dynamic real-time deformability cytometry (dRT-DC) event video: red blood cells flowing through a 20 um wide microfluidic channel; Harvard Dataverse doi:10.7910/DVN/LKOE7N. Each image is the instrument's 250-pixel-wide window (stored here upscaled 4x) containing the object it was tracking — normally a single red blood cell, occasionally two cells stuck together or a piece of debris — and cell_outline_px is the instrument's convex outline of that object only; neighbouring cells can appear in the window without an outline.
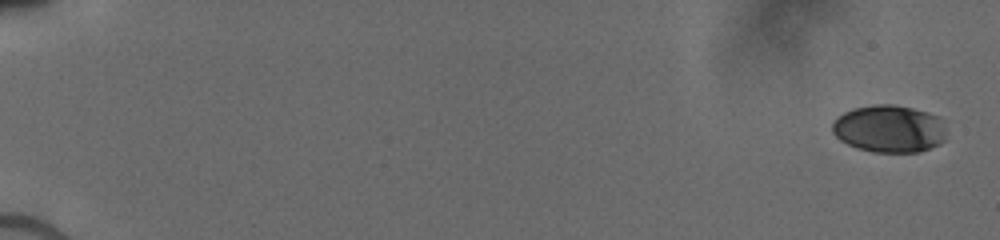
{"species": "human", "species_latin": "Homo sapiens", "temperature_condition": "cold", "stored_images_in_passage": 15, "camera_frame_rate_fps": 3000, "um_per_image_px": 0.085, "donor": {"sex": "male"}, "frame": {"image": 1, "passage_image": 1, "time_ms": 0.0, "image_size_px": [1000, 240], "cell_outline_px": [[944, 140], [940, 144], [920, 152], [872, 152], [856, 148], [840, 140], [832, 132], [832, 120], [836, 116], [852, 108], [872, 104], [892, 104], [912, 108], [928, 112], [940, 116], [944, 128]], "centroid_in_image_um": [75.55, 10.94], "position_along_channel_um": 9.4, "area_um2": 31.91}}
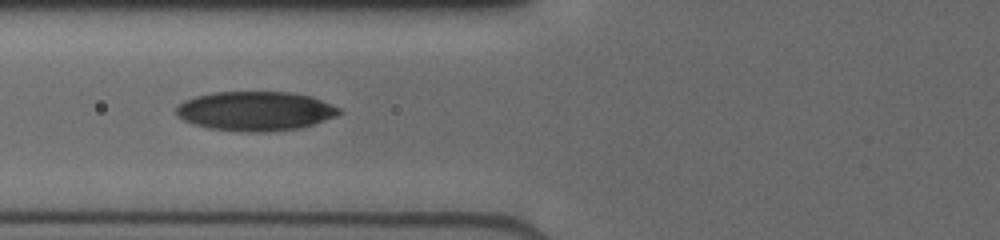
{"frame": {"image": 2, "passage_image": 11, "time_ms": 7.333, "image_size_px": [1000, 240], "cell_outline_px": [[340, 112], [336, 116], [316, 124], [304, 128], [272, 132], [240, 132], [208, 128], [192, 124], [176, 116], [176, 108], [184, 100], [196, 96], [212, 92], [292, 92], [312, 96], [332, 104], [340, 108]], "centroid_in_image_um": [21.72, 9.45], "position_along_channel_um": 104.1, "area_um2": 37.92}}
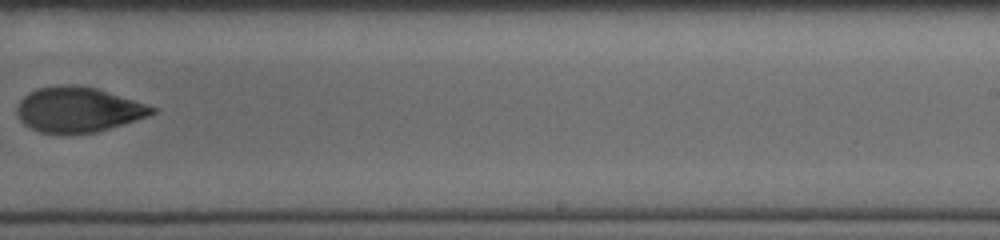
{"frame": {"image": 3, "passage_image": 15, "time_ms": 11.667, "image_size_px": [1000, 240], "cell_outline_px": [[156, 112], [148, 116], [124, 124], [96, 132], [40, 132], [24, 124], [20, 120], [16, 112], [16, 108], [20, 100], [28, 92], [36, 88], [72, 84], [76, 84], [96, 88], [148, 104], [156, 108]], "centroid_in_image_um": [6.65, 9.29], "position_along_channel_um": 282.4, "area_um2": 35.2}}